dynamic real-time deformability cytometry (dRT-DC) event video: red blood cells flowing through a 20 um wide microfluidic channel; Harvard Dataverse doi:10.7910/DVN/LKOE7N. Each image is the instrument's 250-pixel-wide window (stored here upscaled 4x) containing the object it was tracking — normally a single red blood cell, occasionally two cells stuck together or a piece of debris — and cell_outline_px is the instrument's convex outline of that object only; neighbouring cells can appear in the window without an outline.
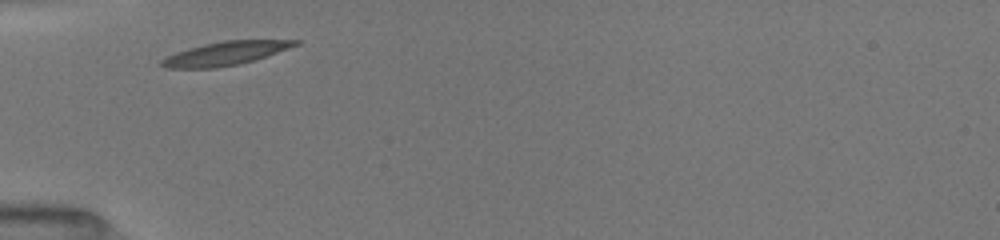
{"species": "common noctule bat (a hibernating species)", "species_latin": "Nyctalus noctula", "temperature_condition": "room temperature", "stored_images_in_passage": 8, "camera_frame_rate_fps": 3000, "um_per_image_px": 0.085, "animal": {"sex": "female", "body_mass_g": 19.5, "forearm_length_mm": 54.1}, "frame": {"image": 1, "passage_image": 1, "time_ms": 0.0, "image_size_px": [1000, 240], "cell_outline_px": [[300, 44], [252, 60], [236, 64], [216, 68], [168, 68], [160, 64], [160, 60], [176, 52], [188, 48], [204, 44], [224, 40], [300, 40]], "centroid_in_image_um": [19.11, 4.53], "position_along_channel_um": 65.9, "area_um2": 17.98}}
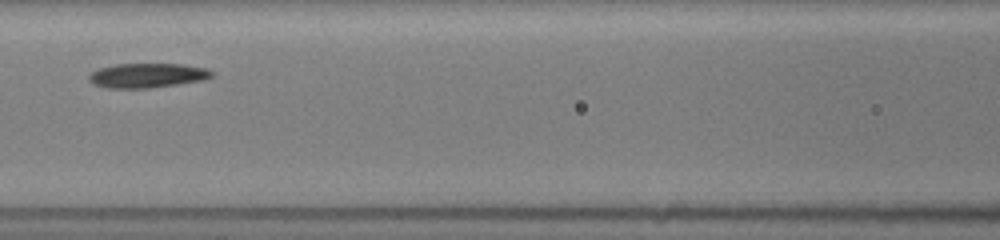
{"frame": {"image": 2, "passage_image": 5, "time_ms": 2.333, "image_size_px": [1000, 240], "cell_outline_px": [[212, 76], [200, 80], [176, 84], [148, 88], [108, 88], [96, 84], [88, 80], [88, 76], [92, 72], [100, 68], [116, 64], [184, 64], [204, 68], [212, 72]], "centroid_in_image_um": [12.48, 6.41], "position_along_channel_um": 154.1, "area_um2": 17.17}}
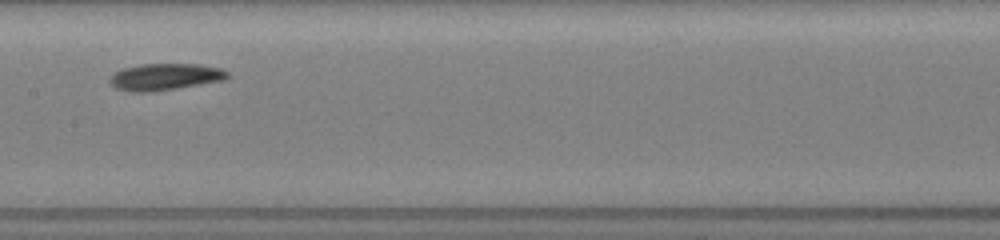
{"frame": {"image": 3, "passage_image": 7, "time_ms": 3.333, "image_size_px": [1000, 240], "cell_outline_px": [[228, 76], [224, 80], [176, 88], [148, 92], [132, 92], [116, 88], [108, 80], [116, 72], [124, 68], [140, 64], [200, 64], [220, 68], [228, 72]], "centroid_in_image_um": [14.03, 6.52], "position_along_channel_um": 193.4, "area_um2": 18.09}}